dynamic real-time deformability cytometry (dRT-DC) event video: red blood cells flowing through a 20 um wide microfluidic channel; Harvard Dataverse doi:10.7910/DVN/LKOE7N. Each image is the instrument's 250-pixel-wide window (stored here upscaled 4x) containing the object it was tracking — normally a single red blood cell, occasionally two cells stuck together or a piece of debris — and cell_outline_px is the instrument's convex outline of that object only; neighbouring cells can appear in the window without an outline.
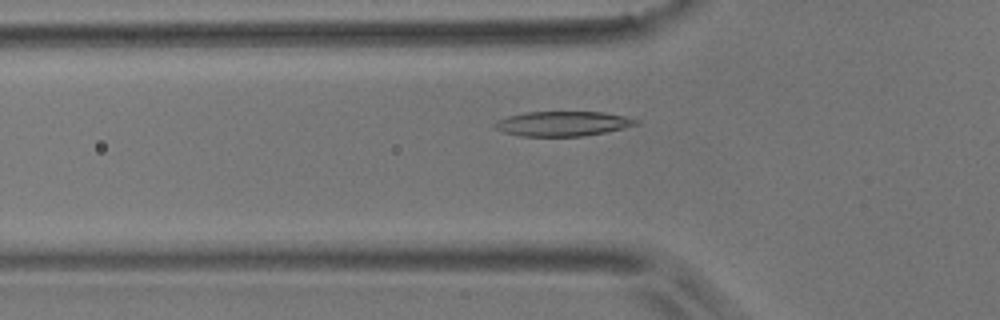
{"species": "common noctule bat (a hibernating species)", "species_latin": "Nyctalus noctula", "temperature_condition": "room temperature", "stored_images_in_passage": 32, "camera_frame_rate_fps": 3000, "um_per_image_px": 0.085, "animal": {"sex": "male", "body_mass_g": 17.9}, "frame": {"image": 1, "passage_image": 14, "time_ms": 4.333, "image_size_px": [1000, 320], "cell_outline_px": [[640, 124], [624, 128], [584, 136], [520, 136], [504, 132], [496, 128], [492, 124], [496, 120], [508, 116], [524, 112], [604, 112], [624, 116], [640, 120]], "centroid_in_image_um": [47.84, 10.51], "position_along_channel_um": 78.0, "area_um2": 20.46}}
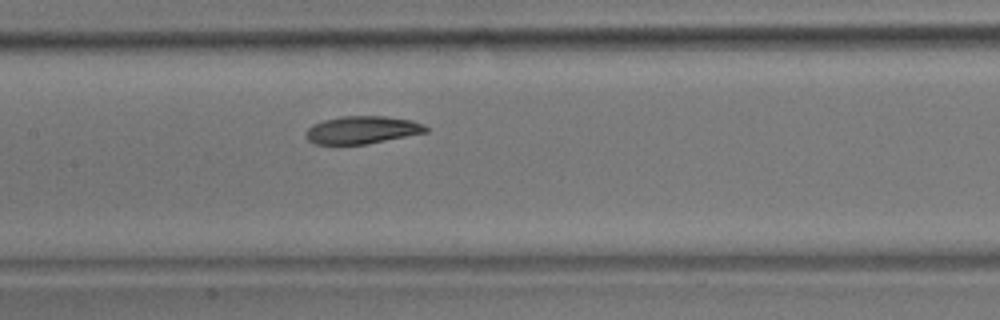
{"frame": {"image": 2, "passage_image": 22, "time_ms": 7.0, "image_size_px": [1000, 320], "cell_outline_px": [[428, 132], [368, 144], [312, 144], [304, 136], [304, 132], [312, 124], [324, 120], [344, 116], [384, 116], [412, 120], [424, 124], [428, 128]], "centroid_in_image_um": [30.77, 11.05], "position_along_channel_um": 176.6, "area_um2": 19.54}}
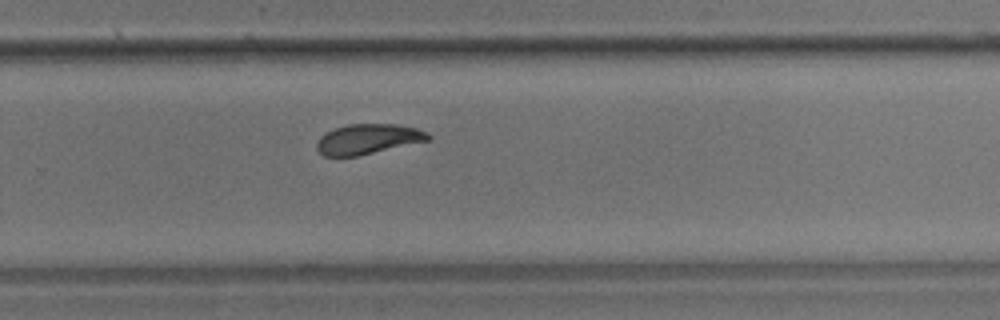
{"frame": {"image": 3, "passage_image": 32, "time_ms": 10.333, "image_size_px": [1000, 320], "cell_outline_px": [[432, 136], [428, 140], [356, 156], [324, 156], [316, 148], [316, 144], [320, 136], [324, 132], [348, 124], [396, 124], [416, 128], [428, 132]], "centroid_in_image_um": [31.25, 11.81], "position_along_channel_um": 298.5, "area_um2": 19.36}}